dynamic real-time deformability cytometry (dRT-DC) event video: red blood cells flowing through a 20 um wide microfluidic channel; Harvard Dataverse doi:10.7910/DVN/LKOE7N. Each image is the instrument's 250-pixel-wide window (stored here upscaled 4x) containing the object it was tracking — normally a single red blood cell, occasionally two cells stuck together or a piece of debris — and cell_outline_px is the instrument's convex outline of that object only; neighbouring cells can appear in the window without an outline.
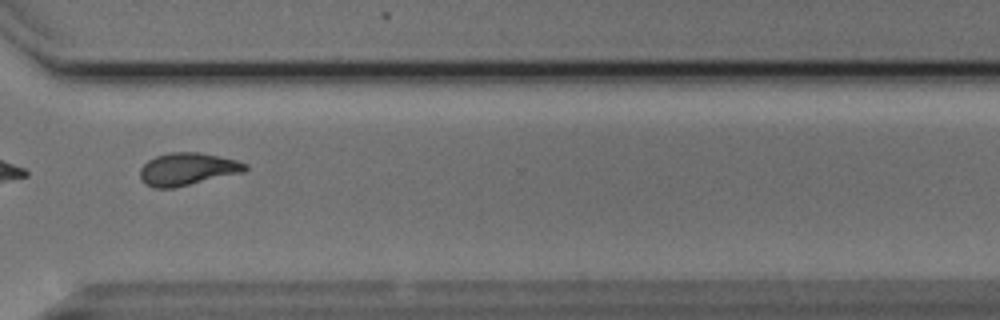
{"species": "Egyptian fruit bat (a non-hibernating species)", "species_latin": "Rousettus aegyptiacus", "temperature_condition": "cold", "stored_images_in_passage": 14, "camera_frame_rate_fps": 3000, "um_per_image_px": 0.085, "animal": {"sex": "male"}, "frame": {"image": 1, "passage_image": 11, "time_ms": 3.333, "image_size_px": [1000, 320], "cell_outline_px": [[248, 168], [244, 172], [172, 188], [156, 188], [144, 184], [140, 180], [140, 168], [148, 160], [156, 156], [168, 152], [200, 152], [220, 156], [236, 160], [248, 164]], "centroid_in_image_um": [15.92, 14.36], "position_along_channel_um": 354.7, "area_um2": 20.0}}